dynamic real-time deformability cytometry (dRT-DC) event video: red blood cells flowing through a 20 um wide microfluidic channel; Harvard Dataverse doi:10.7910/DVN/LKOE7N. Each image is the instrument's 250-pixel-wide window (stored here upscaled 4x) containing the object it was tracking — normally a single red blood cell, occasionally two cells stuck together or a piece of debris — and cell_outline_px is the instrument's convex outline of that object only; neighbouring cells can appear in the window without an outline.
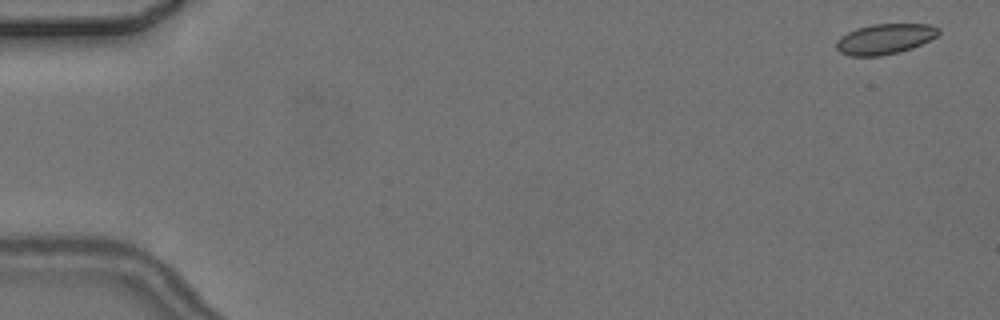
{"species": "common noctule bat (a hibernating species)", "species_latin": "Nyctalus noctula", "temperature_condition": "cold", "stored_images_in_passage": 15, "camera_frame_rate_fps": 3000, "um_per_image_px": 0.085, "animal": {"sex": "female", "body_mass_g": 24.6, "forearm_length_mm": 56.2}, "frame": {"image": 1, "passage_image": 1, "time_ms": 0.0, "image_size_px": [1000, 320], "cell_outline_px": [[940, 32], [936, 36], [912, 48], [900, 52], [880, 56], [848, 56], [840, 52], [836, 48], [836, 40], [840, 36], [856, 28], [872, 24], [932, 24], [940, 28]], "centroid_in_image_um": [75.19, 3.31], "position_along_channel_um": 9.8, "area_um2": 18.21}}
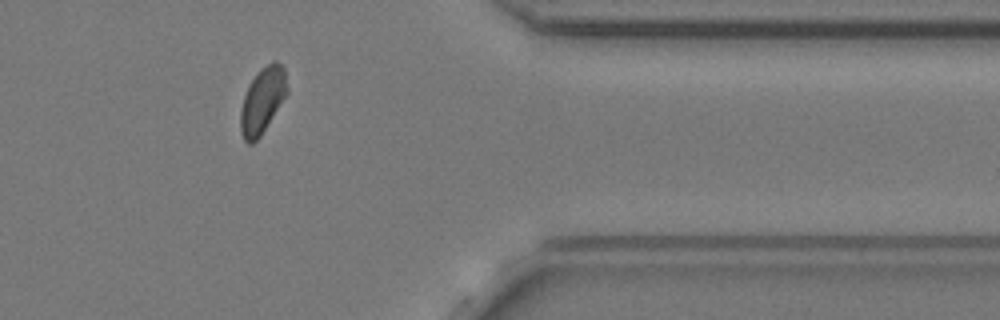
{"frame": {"image": 2, "passage_image": 13, "time_ms": 15.0, "image_size_px": [1000, 320], "cell_outline_px": [[288, 92], [260, 136], [252, 144], [248, 144], [244, 140], [240, 132], [240, 112], [244, 96], [252, 80], [260, 68], [272, 60], [276, 60], [284, 68], [288, 88]], "centroid_in_image_um": [22.31, 8.52], "position_along_channel_um": 389.1, "area_um2": 17.74}}
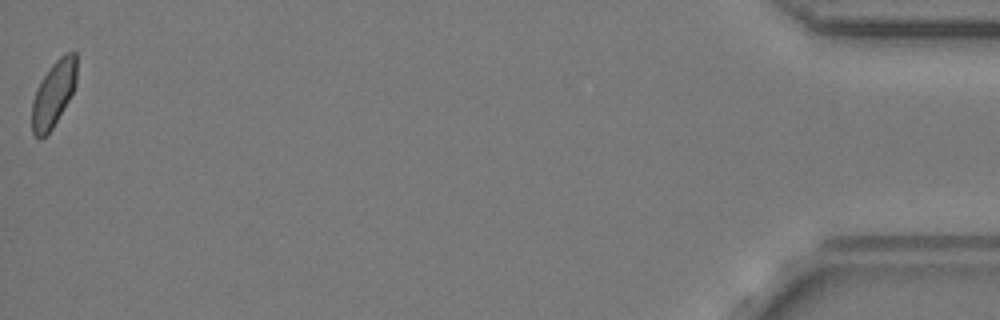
{"frame": {"image": 3, "passage_image": 15, "time_ms": 18.333, "image_size_px": [1000, 320], "cell_outline_px": [[76, 84], [68, 100], [52, 128], [40, 140], [32, 132], [32, 100], [40, 80], [52, 64], [60, 56], [68, 52], [76, 52]], "centroid_in_image_um": [4.53, 7.96], "position_along_channel_um": 430.7, "area_um2": 16.94}, "authors_computed_cell_mechanics": {"area_um2": 18.1492, "velocity_mm_per_s": 3.6284, "shape_relaxation_time_tau1_ms": 4.3378, "shape_relaxation_time_tau2_ms": 0.8613, "deformation_change_tau1": 0.0654, "deformation_change_tau2": 0.0421}}